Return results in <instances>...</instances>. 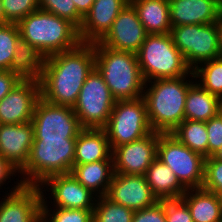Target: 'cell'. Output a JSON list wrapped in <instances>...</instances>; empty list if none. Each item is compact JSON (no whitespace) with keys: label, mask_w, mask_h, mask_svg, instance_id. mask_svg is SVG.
Listing matches in <instances>:
<instances>
[{"label":"cell","mask_w":222,"mask_h":222,"mask_svg":"<svg viewBox=\"0 0 222 222\" xmlns=\"http://www.w3.org/2000/svg\"><path fill=\"white\" fill-rule=\"evenodd\" d=\"M147 35L135 8L129 2L99 43L114 50L137 53Z\"/></svg>","instance_id":"15"},{"label":"cell","mask_w":222,"mask_h":222,"mask_svg":"<svg viewBox=\"0 0 222 222\" xmlns=\"http://www.w3.org/2000/svg\"><path fill=\"white\" fill-rule=\"evenodd\" d=\"M39 9L52 13L73 23L78 29L83 22V16L77 11L72 0H38Z\"/></svg>","instance_id":"33"},{"label":"cell","mask_w":222,"mask_h":222,"mask_svg":"<svg viewBox=\"0 0 222 222\" xmlns=\"http://www.w3.org/2000/svg\"><path fill=\"white\" fill-rule=\"evenodd\" d=\"M103 129L112 150L150 134L153 130L148 121L144 99L140 97L116 101Z\"/></svg>","instance_id":"9"},{"label":"cell","mask_w":222,"mask_h":222,"mask_svg":"<svg viewBox=\"0 0 222 222\" xmlns=\"http://www.w3.org/2000/svg\"><path fill=\"white\" fill-rule=\"evenodd\" d=\"M144 176L159 200L180 199L187 191L172 169L158 158L151 163Z\"/></svg>","instance_id":"24"},{"label":"cell","mask_w":222,"mask_h":222,"mask_svg":"<svg viewBox=\"0 0 222 222\" xmlns=\"http://www.w3.org/2000/svg\"><path fill=\"white\" fill-rule=\"evenodd\" d=\"M222 110V100L196 81L189 87L185 101V120L208 121Z\"/></svg>","instance_id":"26"},{"label":"cell","mask_w":222,"mask_h":222,"mask_svg":"<svg viewBox=\"0 0 222 222\" xmlns=\"http://www.w3.org/2000/svg\"><path fill=\"white\" fill-rule=\"evenodd\" d=\"M19 39L18 24L0 25V71H11V62Z\"/></svg>","instance_id":"31"},{"label":"cell","mask_w":222,"mask_h":222,"mask_svg":"<svg viewBox=\"0 0 222 222\" xmlns=\"http://www.w3.org/2000/svg\"><path fill=\"white\" fill-rule=\"evenodd\" d=\"M39 187L42 195L50 191L48 195L51 194V197L48 198L53 200L51 201L53 208L94 209L95 207L96 195L84 187L72 173L50 176Z\"/></svg>","instance_id":"14"},{"label":"cell","mask_w":222,"mask_h":222,"mask_svg":"<svg viewBox=\"0 0 222 222\" xmlns=\"http://www.w3.org/2000/svg\"><path fill=\"white\" fill-rule=\"evenodd\" d=\"M77 138L34 139L25 167L19 172L26 186H40L48 177L71 173Z\"/></svg>","instance_id":"5"},{"label":"cell","mask_w":222,"mask_h":222,"mask_svg":"<svg viewBox=\"0 0 222 222\" xmlns=\"http://www.w3.org/2000/svg\"><path fill=\"white\" fill-rule=\"evenodd\" d=\"M16 173L19 174V171L0 154V189H2L1 186H3L7 180L11 181V176L16 177Z\"/></svg>","instance_id":"40"},{"label":"cell","mask_w":222,"mask_h":222,"mask_svg":"<svg viewBox=\"0 0 222 222\" xmlns=\"http://www.w3.org/2000/svg\"><path fill=\"white\" fill-rule=\"evenodd\" d=\"M202 188L222 196V160L213 156L205 158Z\"/></svg>","instance_id":"35"},{"label":"cell","mask_w":222,"mask_h":222,"mask_svg":"<svg viewBox=\"0 0 222 222\" xmlns=\"http://www.w3.org/2000/svg\"><path fill=\"white\" fill-rule=\"evenodd\" d=\"M128 3V0H95L79 28L81 42L89 44L99 42Z\"/></svg>","instance_id":"19"},{"label":"cell","mask_w":222,"mask_h":222,"mask_svg":"<svg viewBox=\"0 0 222 222\" xmlns=\"http://www.w3.org/2000/svg\"><path fill=\"white\" fill-rule=\"evenodd\" d=\"M71 173L96 197L105 196L114 174L113 160L74 164Z\"/></svg>","instance_id":"25"},{"label":"cell","mask_w":222,"mask_h":222,"mask_svg":"<svg viewBox=\"0 0 222 222\" xmlns=\"http://www.w3.org/2000/svg\"><path fill=\"white\" fill-rule=\"evenodd\" d=\"M132 222H166L164 199L151 207L135 211Z\"/></svg>","instance_id":"38"},{"label":"cell","mask_w":222,"mask_h":222,"mask_svg":"<svg viewBox=\"0 0 222 222\" xmlns=\"http://www.w3.org/2000/svg\"><path fill=\"white\" fill-rule=\"evenodd\" d=\"M213 157L222 160V147L216 152V154Z\"/></svg>","instance_id":"43"},{"label":"cell","mask_w":222,"mask_h":222,"mask_svg":"<svg viewBox=\"0 0 222 222\" xmlns=\"http://www.w3.org/2000/svg\"><path fill=\"white\" fill-rule=\"evenodd\" d=\"M194 79L191 70L179 78L145 82L142 98L146 104L150 127L154 132L171 133L185 119L186 96L189 87L195 82Z\"/></svg>","instance_id":"2"},{"label":"cell","mask_w":222,"mask_h":222,"mask_svg":"<svg viewBox=\"0 0 222 222\" xmlns=\"http://www.w3.org/2000/svg\"><path fill=\"white\" fill-rule=\"evenodd\" d=\"M33 140L32 122L0 124V154L19 172L28 162Z\"/></svg>","instance_id":"18"},{"label":"cell","mask_w":222,"mask_h":222,"mask_svg":"<svg viewBox=\"0 0 222 222\" xmlns=\"http://www.w3.org/2000/svg\"><path fill=\"white\" fill-rule=\"evenodd\" d=\"M133 210L112 202L106 196L97 197L92 222H132Z\"/></svg>","instance_id":"30"},{"label":"cell","mask_w":222,"mask_h":222,"mask_svg":"<svg viewBox=\"0 0 222 222\" xmlns=\"http://www.w3.org/2000/svg\"><path fill=\"white\" fill-rule=\"evenodd\" d=\"M105 196L133 211L151 207L160 201L149 187L145 176L134 174L114 173Z\"/></svg>","instance_id":"16"},{"label":"cell","mask_w":222,"mask_h":222,"mask_svg":"<svg viewBox=\"0 0 222 222\" xmlns=\"http://www.w3.org/2000/svg\"><path fill=\"white\" fill-rule=\"evenodd\" d=\"M158 132L112 150L114 173L145 175L148 167L157 158Z\"/></svg>","instance_id":"13"},{"label":"cell","mask_w":222,"mask_h":222,"mask_svg":"<svg viewBox=\"0 0 222 222\" xmlns=\"http://www.w3.org/2000/svg\"><path fill=\"white\" fill-rule=\"evenodd\" d=\"M18 180L0 201V222H39L42 192L39 186H26Z\"/></svg>","instance_id":"12"},{"label":"cell","mask_w":222,"mask_h":222,"mask_svg":"<svg viewBox=\"0 0 222 222\" xmlns=\"http://www.w3.org/2000/svg\"><path fill=\"white\" fill-rule=\"evenodd\" d=\"M77 8V11L84 17L91 9L95 0H72Z\"/></svg>","instance_id":"41"},{"label":"cell","mask_w":222,"mask_h":222,"mask_svg":"<svg viewBox=\"0 0 222 222\" xmlns=\"http://www.w3.org/2000/svg\"><path fill=\"white\" fill-rule=\"evenodd\" d=\"M136 55L145 82L179 78L191 71L170 33L148 34Z\"/></svg>","instance_id":"6"},{"label":"cell","mask_w":222,"mask_h":222,"mask_svg":"<svg viewBox=\"0 0 222 222\" xmlns=\"http://www.w3.org/2000/svg\"><path fill=\"white\" fill-rule=\"evenodd\" d=\"M166 222H193L187 204L180 199H164Z\"/></svg>","instance_id":"36"},{"label":"cell","mask_w":222,"mask_h":222,"mask_svg":"<svg viewBox=\"0 0 222 222\" xmlns=\"http://www.w3.org/2000/svg\"><path fill=\"white\" fill-rule=\"evenodd\" d=\"M208 134V157L214 156L222 147V110L206 121Z\"/></svg>","instance_id":"37"},{"label":"cell","mask_w":222,"mask_h":222,"mask_svg":"<svg viewBox=\"0 0 222 222\" xmlns=\"http://www.w3.org/2000/svg\"><path fill=\"white\" fill-rule=\"evenodd\" d=\"M9 22L6 20L5 13L3 10L2 0H0V25L8 24Z\"/></svg>","instance_id":"42"},{"label":"cell","mask_w":222,"mask_h":222,"mask_svg":"<svg viewBox=\"0 0 222 222\" xmlns=\"http://www.w3.org/2000/svg\"><path fill=\"white\" fill-rule=\"evenodd\" d=\"M48 195H42V215L49 222H92L94 209L49 208ZM53 210V211H52Z\"/></svg>","instance_id":"32"},{"label":"cell","mask_w":222,"mask_h":222,"mask_svg":"<svg viewBox=\"0 0 222 222\" xmlns=\"http://www.w3.org/2000/svg\"><path fill=\"white\" fill-rule=\"evenodd\" d=\"M169 11L172 26L222 21V5L217 0H169Z\"/></svg>","instance_id":"20"},{"label":"cell","mask_w":222,"mask_h":222,"mask_svg":"<svg viewBox=\"0 0 222 222\" xmlns=\"http://www.w3.org/2000/svg\"><path fill=\"white\" fill-rule=\"evenodd\" d=\"M94 50L95 67L116 101L142 97L145 80L136 53L114 50L99 42L94 43Z\"/></svg>","instance_id":"4"},{"label":"cell","mask_w":222,"mask_h":222,"mask_svg":"<svg viewBox=\"0 0 222 222\" xmlns=\"http://www.w3.org/2000/svg\"><path fill=\"white\" fill-rule=\"evenodd\" d=\"M182 144L190 150L208 157V134L206 122L183 120L172 132Z\"/></svg>","instance_id":"28"},{"label":"cell","mask_w":222,"mask_h":222,"mask_svg":"<svg viewBox=\"0 0 222 222\" xmlns=\"http://www.w3.org/2000/svg\"><path fill=\"white\" fill-rule=\"evenodd\" d=\"M45 57L21 37L15 48L11 62V71L22 80L40 81Z\"/></svg>","instance_id":"27"},{"label":"cell","mask_w":222,"mask_h":222,"mask_svg":"<svg viewBox=\"0 0 222 222\" xmlns=\"http://www.w3.org/2000/svg\"><path fill=\"white\" fill-rule=\"evenodd\" d=\"M148 34H169V0H130Z\"/></svg>","instance_id":"23"},{"label":"cell","mask_w":222,"mask_h":222,"mask_svg":"<svg viewBox=\"0 0 222 222\" xmlns=\"http://www.w3.org/2000/svg\"><path fill=\"white\" fill-rule=\"evenodd\" d=\"M181 199L187 204L193 222H220L222 196L204 188L187 189Z\"/></svg>","instance_id":"22"},{"label":"cell","mask_w":222,"mask_h":222,"mask_svg":"<svg viewBox=\"0 0 222 222\" xmlns=\"http://www.w3.org/2000/svg\"><path fill=\"white\" fill-rule=\"evenodd\" d=\"M220 57L222 58V35H221V54Z\"/></svg>","instance_id":"45"},{"label":"cell","mask_w":222,"mask_h":222,"mask_svg":"<svg viewBox=\"0 0 222 222\" xmlns=\"http://www.w3.org/2000/svg\"><path fill=\"white\" fill-rule=\"evenodd\" d=\"M94 67V43H81L75 49L46 57L39 81L41 98L55 105L73 108Z\"/></svg>","instance_id":"1"},{"label":"cell","mask_w":222,"mask_h":222,"mask_svg":"<svg viewBox=\"0 0 222 222\" xmlns=\"http://www.w3.org/2000/svg\"><path fill=\"white\" fill-rule=\"evenodd\" d=\"M116 100L96 67L81 87L73 110L83 128L103 129Z\"/></svg>","instance_id":"8"},{"label":"cell","mask_w":222,"mask_h":222,"mask_svg":"<svg viewBox=\"0 0 222 222\" xmlns=\"http://www.w3.org/2000/svg\"><path fill=\"white\" fill-rule=\"evenodd\" d=\"M2 5L6 20L15 24L39 9L38 0H2Z\"/></svg>","instance_id":"34"},{"label":"cell","mask_w":222,"mask_h":222,"mask_svg":"<svg viewBox=\"0 0 222 222\" xmlns=\"http://www.w3.org/2000/svg\"><path fill=\"white\" fill-rule=\"evenodd\" d=\"M34 139L77 138L84 129L72 107L37 101L32 117Z\"/></svg>","instance_id":"11"},{"label":"cell","mask_w":222,"mask_h":222,"mask_svg":"<svg viewBox=\"0 0 222 222\" xmlns=\"http://www.w3.org/2000/svg\"><path fill=\"white\" fill-rule=\"evenodd\" d=\"M20 37L45 58L78 47L79 29L70 21L38 9L19 23Z\"/></svg>","instance_id":"3"},{"label":"cell","mask_w":222,"mask_h":222,"mask_svg":"<svg viewBox=\"0 0 222 222\" xmlns=\"http://www.w3.org/2000/svg\"><path fill=\"white\" fill-rule=\"evenodd\" d=\"M157 158L172 169L186 189L202 188L205 158L171 133H158Z\"/></svg>","instance_id":"10"},{"label":"cell","mask_w":222,"mask_h":222,"mask_svg":"<svg viewBox=\"0 0 222 222\" xmlns=\"http://www.w3.org/2000/svg\"><path fill=\"white\" fill-rule=\"evenodd\" d=\"M40 97L39 81L21 80L0 100V124L31 122L35 105Z\"/></svg>","instance_id":"17"},{"label":"cell","mask_w":222,"mask_h":222,"mask_svg":"<svg viewBox=\"0 0 222 222\" xmlns=\"http://www.w3.org/2000/svg\"><path fill=\"white\" fill-rule=\"evenodd\" d=\"M195 81L222 100V58L203 62L192 70ZM197 78H199L197 80Z\"/></svg>","instance_id":"29"},{"label":"cell","mask_w":222,"mask_h":222,"mask_svg":"<svg viewBox=\"0 0 222 222\" xmlns=\"http://www.w3.org/2000/svg\"><path fill=\"white\" fill-rule=\"evenodd\" d=\"M39 222H49L43 215H41Z\"/></svg>","instance_id":"44"},{"label":"cell","mask_w":222,"mask_h":222,"mask_svg":"<svg viewBox=\"0 0 222 222\" xmlns=\"http://www.w3.org/2000/svg\"><path fill=\"white\" fill-rule=\"evenodd\" d=\"M170 34L191 70L203 62L220 57L222 21L172 26Z\"/></svg>","instance_id":"7"},{"label":"cell","mask_w":222,"mask_h":222,"mask_svg":"<svg viewBox=\"0 0 222 222\" xmlns=\"http://www.w3.org/2000/svg\"><path fill=\"white\" fill-rule=\"evenodd\" d=\"M113 160L112 149L104 129L84 128L77 136L74 164Z\"/></svg>","instance_id":"21"},{"label":"cell","mask_w":222,"mask_h":222,"mask_svg":"<svg viewBox=\"0 0 222 222\" xmlns=\"http://www.w3.org/2000/svg\"><path fill=\"white\" fill-rule=\"evenodd\" d=\"M22 79L12 71H0V100H2Z\"/></svg>","instance_id":"39"}]
</instances>
